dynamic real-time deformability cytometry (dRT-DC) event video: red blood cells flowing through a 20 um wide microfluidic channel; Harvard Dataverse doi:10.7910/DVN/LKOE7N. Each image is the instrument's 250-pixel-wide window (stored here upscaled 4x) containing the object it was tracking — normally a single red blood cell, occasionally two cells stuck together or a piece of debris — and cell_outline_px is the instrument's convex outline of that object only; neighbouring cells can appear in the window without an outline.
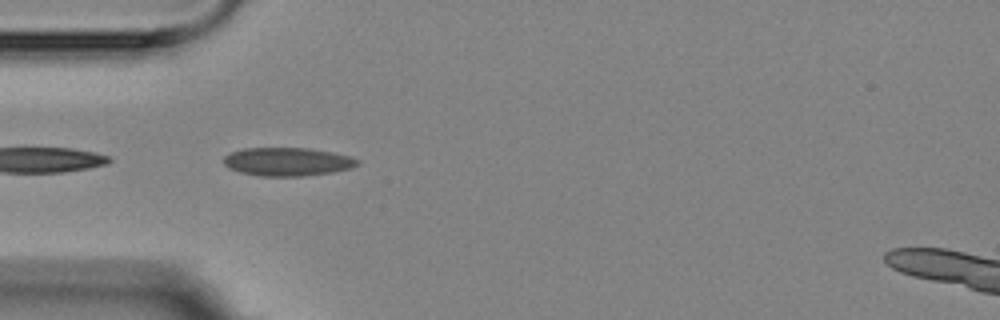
{"species": "Egyptian fruit bat (a non-hibernating species)", "species_latin": "Rousettus aegyptiacus", "temperature_condition": "room temperature", "stored_images_in_passage": 5, "camera_frame_rate_fps": 3000, "um_per_image_px": 0.085, "animal": {"sex": "female"}, "frame": {"image": 1, "passage_image": 4, "time_ms": 4.333, "image_size_px": [1000, 320], "cell_outline_px": [[360, 164], [348, 168], [332, 172], [300, 176], [264, 176], [240, 172], [228, 168], [224, 164], [224, 156], [232, 152], [244, 148], [308, 148], [332, 152], [348, 156], [360, 160]], "centroid_in_image_um": [24.42, 13.74], "position_along_channel_um": 60.6, "area_um2": 21.91}}